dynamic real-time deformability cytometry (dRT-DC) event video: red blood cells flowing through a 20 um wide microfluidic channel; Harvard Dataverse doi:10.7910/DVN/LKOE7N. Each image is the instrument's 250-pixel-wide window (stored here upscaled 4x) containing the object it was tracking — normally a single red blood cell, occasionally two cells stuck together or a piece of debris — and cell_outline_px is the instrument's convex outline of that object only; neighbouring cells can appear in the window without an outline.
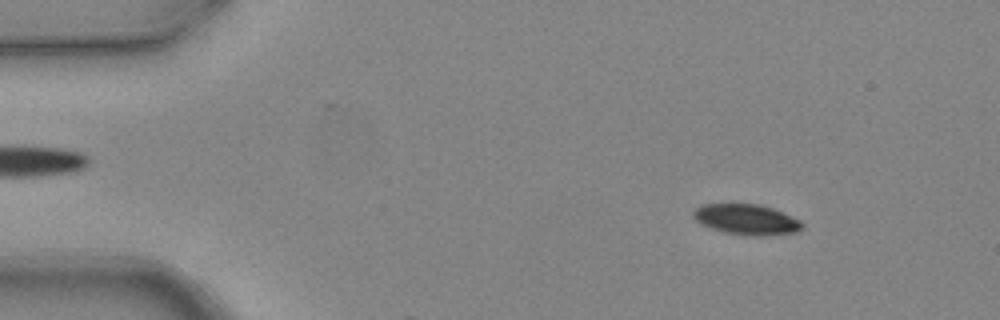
{"species": "common noctule bat (a hibernating species)", "species_latin": "Nyctalus noctula", "temperature_condition": "warm", "stored_images_in_passage": 6, "camera_frame_rate_fps": 3000, "um_per_image_px": 0.085, "animal": {"sex": "female", "body_mass_g": 24.6, "forearm_length_mm": 56.2}, "frame": {"image": 1, "passage_image": 2, "time_ms": 0.333, "image_size_px": [1000, 320], "cell_outline_px": [[804, 228], [796, 232], [764, 236], [744, 236], [724, 232], [700, 224], [692, 216], [692, 212], [696, 208], [704, 204], [760, 204], [772, 208], [800, 220], [804, 224]], "centroid_in_image_um": [63.46, 18.67], "position_along_channel_um": 21.5, "area_um2": 19.48}}
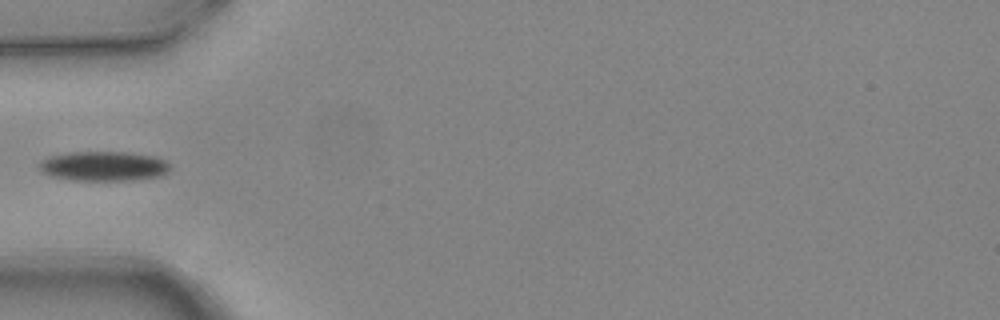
{"frame": {"image": 2, "passage_image": 5, "time_ms": 1.333, "image_size_px": [1000, 320], "cell_outline_px": [[172, 168], [168, 172], [160, 176], [136, 180], [72, 180], [48, 176], [40, 168], [40, 164], [44, 160], [52, 156], [68, 152], [132, 152], [156, 156], [168, 160]], "centroid_in_image_um": [8.92, 14.12], "position_along_channel_um": 76.1, "area_um2": 22.83}}
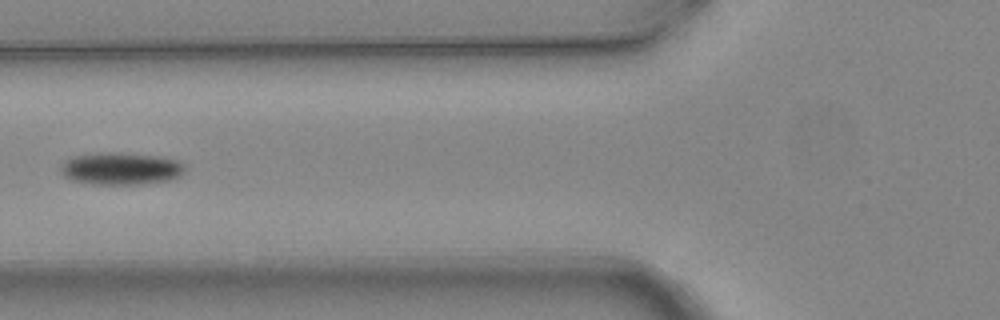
{"frame": {"image": 3, "passage_image": 6, "time_ms": 1.667, "image_size_px": [1000, 320], "cell_outline_px": [[184, 172], [180, 176], [168, 180], [140, 184], [92, 184], [72, 180], [64, 176], [60, 172], [60, 164], [64, 160], [72, 156], [108, 152], [156, 156], [176, 160], [184, 164]], "centroid_in_image_um": [10.22, 14.34], "position_along_channel_um": 115.6, "area_um2": 23.24}}